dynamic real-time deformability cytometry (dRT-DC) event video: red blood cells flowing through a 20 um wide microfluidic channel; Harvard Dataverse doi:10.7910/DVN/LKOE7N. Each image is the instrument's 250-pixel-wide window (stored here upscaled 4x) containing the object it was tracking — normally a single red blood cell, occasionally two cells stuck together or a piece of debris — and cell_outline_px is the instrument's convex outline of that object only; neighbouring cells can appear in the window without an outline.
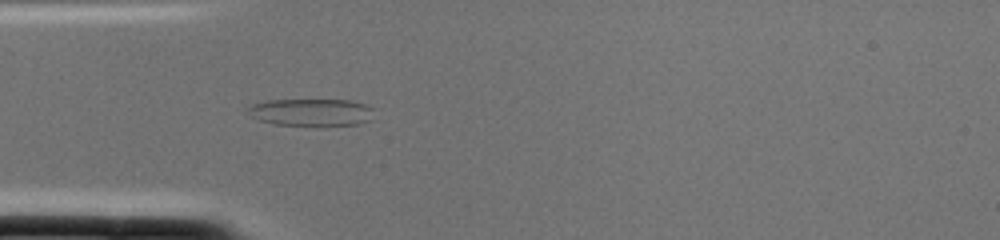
{"species": "common noctule bat (a hibernating species)", "species_latin": "Nyctalus noctula", "temperature_condition": "cold", "stored_images_in_passage": 2, "camera_frame_rate_fps": 3000, "um_per_image_px": 0.085, "animal": {"sex": "female", "body_mass_g": 22.0, "forearm_length_mm": 56.7}, "frame": {"image": 1, "passage_image": 2, "time_ms": 0.333, "image_size_px": [1000, 240], "cell_outline_px": [[376, 108], [372, 120], [360, 124], [324, 128], [272, 124], [260, 120], [252, 116], [248, 112], [248, 108], [252, 104], [268, 100], [352, 100]], "centroid_in_image_um": [26.57, 9.59], "position_along_channel_um": 58.4, "area_um2": 21.1}}